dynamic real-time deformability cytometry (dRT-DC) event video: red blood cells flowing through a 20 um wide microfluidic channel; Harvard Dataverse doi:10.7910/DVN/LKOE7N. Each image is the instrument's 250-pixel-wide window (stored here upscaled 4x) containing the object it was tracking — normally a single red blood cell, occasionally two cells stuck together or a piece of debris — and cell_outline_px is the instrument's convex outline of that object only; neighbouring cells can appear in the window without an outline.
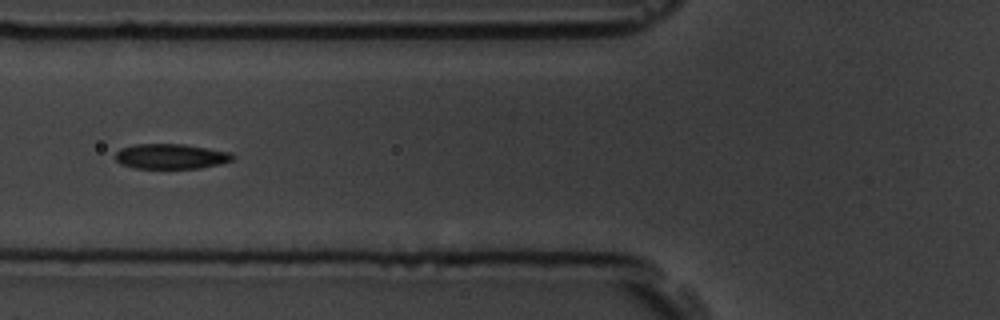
{"species": "common noctule bat (a hibernating species)", "species_latin": "Nyctalus noctula", "temperature_condition": "room temperature", "stored_images_in_passage": 9, "camera_frame_rate_fps": 3000, "um_per_image_px": 0.085, "animal": {"sex": "male", "body_mass_g": 19.5, "forearm_length_mm": 54.6}, "frame": {"image": 1, "passage_image": 6, "time_ms": 5.667, "image_size_px": [1000, 320], "cell_outline_px": [[236, 156], [232, 160], [220, 164], [200, 168], [132, 168], [120, 164], [116, 160], [116, 152], [120, 148], [136, 144], [184, 144], [232, 152]], "centroid_in_image_um": [14.54, 13.29], "position_along_channel_um": 111.3, "area_um2": 17.28}}
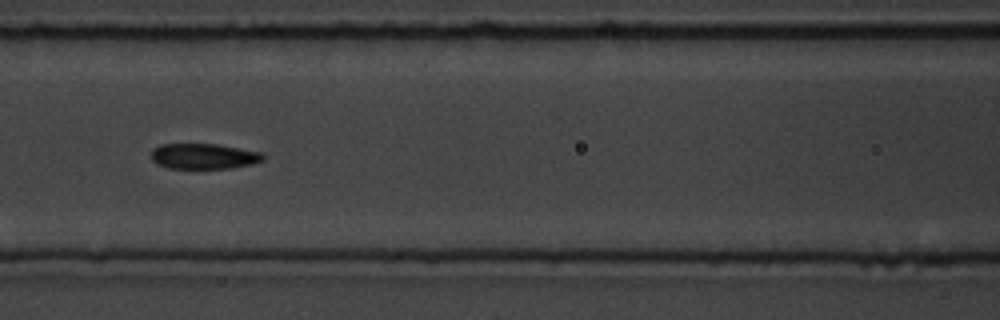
{"frame": {"image": 2, "passage_image": 7, "time_ms": 6.667, "image_size_px": [1000, 320], "cell_outline_px": [[264, 160], [252, 164], [232, 168], [168, 168], [156, 164], [152, 160], [152, 148], [160, 144], [216, 144], [264, 152]], "centroid_in_image_um": [17.33, 13.28], "position_along_channel_um": 149.3, "area_um2": 16.76}}
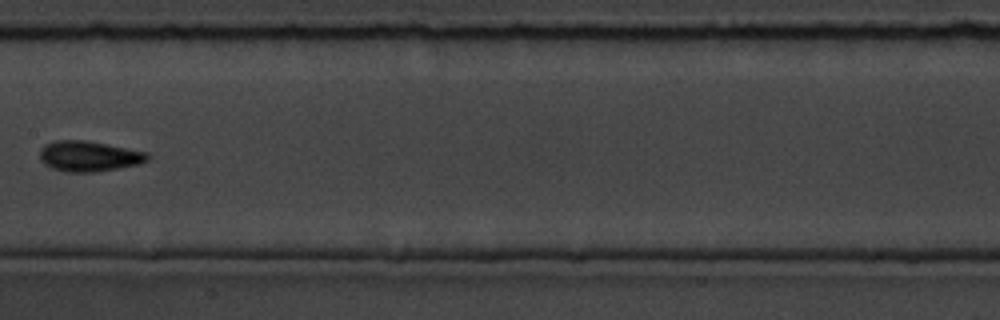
{"frame": {"image": 3, "passage_image": 8, "time_ms": 8.0, "image_size_px": [1000, 320], "cell_outline_px": [[148, 160], [140, 164], [96, 172], [64, 172], [52, 168], [44, 164], [40, 160], [40, 148], [44, 144], [56, 140], [84, 140], [108, 144], [148, 152]], "centroid_in_image_um": [7.54, 13.27], "position_along_channel_um": 199.9, "area_um2": 19.31}}